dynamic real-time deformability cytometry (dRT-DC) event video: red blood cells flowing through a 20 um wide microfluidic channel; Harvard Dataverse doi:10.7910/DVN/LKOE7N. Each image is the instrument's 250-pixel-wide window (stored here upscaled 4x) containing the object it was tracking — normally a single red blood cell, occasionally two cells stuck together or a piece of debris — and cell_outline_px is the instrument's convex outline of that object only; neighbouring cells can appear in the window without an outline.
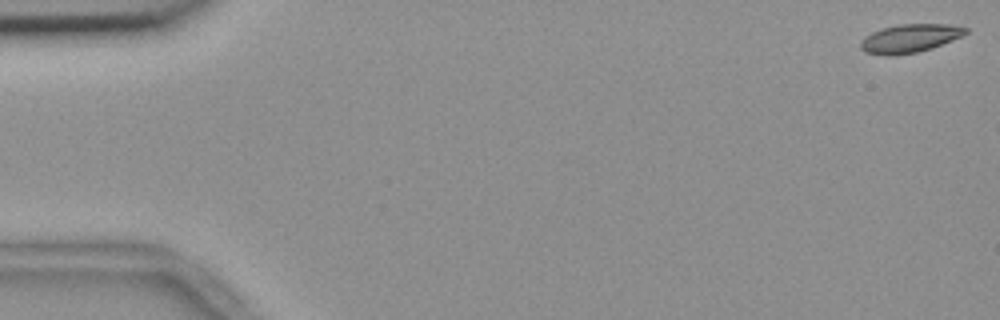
{"species": "common noctule bat (a hibernating species)", "species_latin": "Nyctalus noctula", "temperature_condition": "room temperature", "stored_images_in_passage": 7, "camera_frame_rate_fps": 3000, "um_per_image_px": 0.085, "animal": {"sex": "female", "body_mass_g": 18.4}, "frame": {"image": 1, "passage_image": 1, "time_ms": 0.0, "image_size_px": [1000, 320], "cell_outline_px": [[968, 32], [952, 40], [932, 48], [916, 52], [888, 56], [864, 52], [860, 48], [860, 40], [872, 32], [884, 28], [900, 24], [952, 24], [968, 28]], "centroid_in_image_um": [77.32, 3.26], "position_along_channel_um": 7.7, "area_um2": 17.28}}